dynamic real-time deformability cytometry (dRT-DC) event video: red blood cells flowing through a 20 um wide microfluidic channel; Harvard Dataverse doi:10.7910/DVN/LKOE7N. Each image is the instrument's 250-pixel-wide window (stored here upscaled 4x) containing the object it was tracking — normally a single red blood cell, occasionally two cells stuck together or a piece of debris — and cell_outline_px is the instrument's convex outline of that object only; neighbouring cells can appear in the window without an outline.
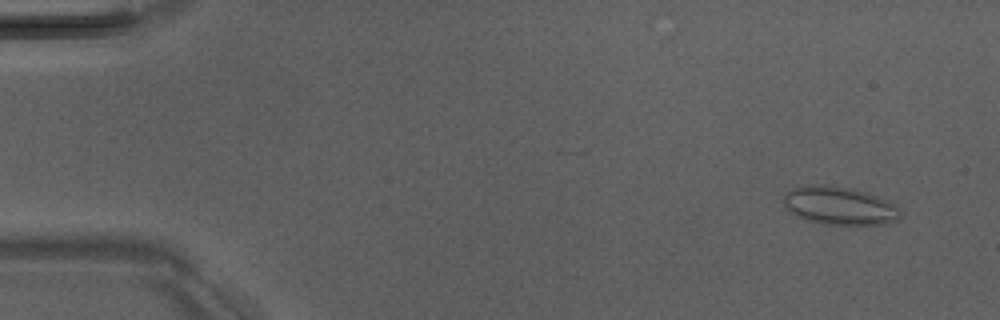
{"species": "Egyptian fruit bat (a non-hibernating species)", "species_latin": "Rousettus aegyptiacus", "temperature_condition": "room temperature", "stored_images_in_passage": 5, "camera_frame_rate_fps": 3000, "um_per_image_px": 0.085, "animal": {"sex": "male"}, "frame": {"image": 1, "passage_image": 1, "time_ms": 0.0, "image_size_px": [1000, 320], "cell_outline_px": [[900, 216], [896, 220], [888, 224], [824, 224], [808, 220], [796, 216], [788, 212], [784, 208], [784, 192], [792, 188], [816, 184], [824, 184], [852, 188], [868, 192], [880, 196], [896, 204], [900, 212]], "centroid_in_image_um": [71.35, 17.47], "position_along_channel_um": 13.7, "area_um2": 26.3}}